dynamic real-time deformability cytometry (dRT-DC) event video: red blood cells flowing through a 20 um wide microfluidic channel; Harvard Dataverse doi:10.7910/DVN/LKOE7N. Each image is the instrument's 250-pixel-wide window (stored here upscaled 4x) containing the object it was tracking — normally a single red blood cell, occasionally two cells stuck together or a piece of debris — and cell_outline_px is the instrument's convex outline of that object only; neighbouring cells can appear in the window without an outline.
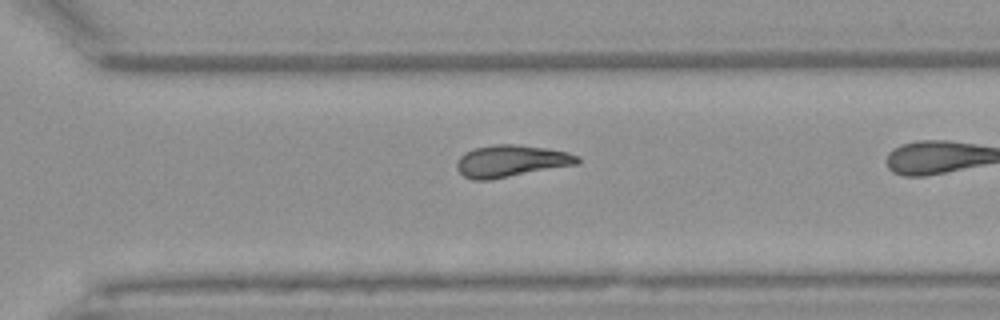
{"species": "Egyptian fruit bat (a non-hibernating species)", "species_latin": "Rousettus aegyptiacus", "temperature_condition": "warm", "stored_images_in_passage": 32, "camera_frame_rate_fps": 3000, "um_per_image_px": 0.085, "animal": {"sex": "female"}, "frame": {"image": 1, "passage_image": 28, "time_ms": 9.0, "image_size_px": [1000, 320], "cell_outline_px": [[580, 164], [488, 180], [472, 180], [464, 176], [456, 168], [456, 164], [460, 156], [464, 152], [472, 148], [496, 144], [516, 144], [544, 148], [568, 152], [580, 156]], "centroid_in_image_um": [43.45, 13.68], "position_along_channel_um": 327.2, "area_um2": 22.6}}